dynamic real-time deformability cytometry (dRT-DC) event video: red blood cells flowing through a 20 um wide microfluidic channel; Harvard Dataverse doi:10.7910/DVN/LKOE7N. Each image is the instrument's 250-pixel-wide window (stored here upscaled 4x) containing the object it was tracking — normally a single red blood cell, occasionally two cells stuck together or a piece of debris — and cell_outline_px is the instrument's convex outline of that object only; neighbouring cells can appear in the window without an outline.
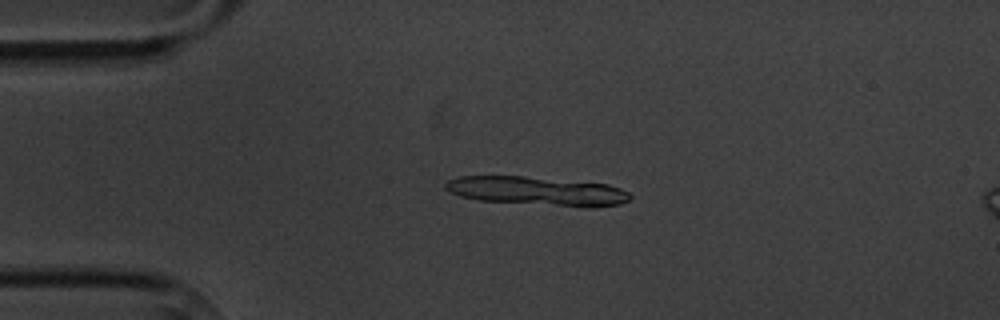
{"species": "common noctule bat (a hibernating species)", "species_latin": "Nyctalus noctula", "temperature_condition": "cold", "stored_images_in_passage": 6, "camera_frame_rate_fps": 3000, "um_per_image_px": 0.085, "animal": {"sex": "male", "body_mass_g": 20.1, "forearm_length_mm": 53.5}, "frame": {"image": 1, "passage_image": 4, "time_ms": 3.333, "image_size_px": [1000, 320], "cell_outline_px": [[632, 196], [628, 200], [620, 204], [596, 208], [584, 208], [476, 200], [460, 196], [444, 188], [444, 184], [448, 180], [460, 176], [524, 176], [608, 184], [620, 188], [628, 192]], "centroid_in_image_um": [45.69, 16.26], "position_along_channel_um": 39.3, "area_um2": 31.39}}